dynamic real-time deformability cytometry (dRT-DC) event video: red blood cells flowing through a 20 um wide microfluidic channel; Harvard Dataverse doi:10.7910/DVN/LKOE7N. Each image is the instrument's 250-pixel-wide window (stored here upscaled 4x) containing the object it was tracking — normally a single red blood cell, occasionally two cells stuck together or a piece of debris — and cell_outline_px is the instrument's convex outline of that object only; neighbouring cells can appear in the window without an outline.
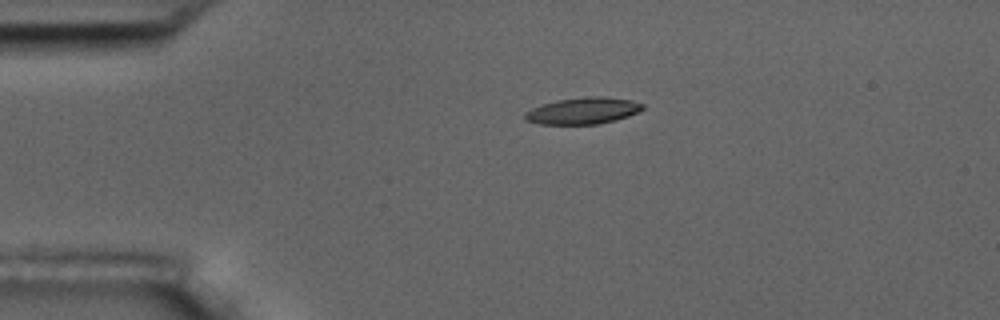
{"species": "common noctule bat (a hibernating species)", "species_latin": "Nyctalus noctula", "temperature_condition": "room temperature", "stored_images_in_passage": 2, "camera_frame_rate_fps": 3000, "um_per_image_px": 0.085, "animal": {"sex": "male", "body_mass_g": 17.5, "forearm_length_mm": 52.3}, "frame": {"image": 1, "passage_image": 1, "time_ms": 0.0, "image_size_px": [1000, 320], "cell_outline_px": [[644, 108], [640, 112], [616, 120], [600, 124], [540, 124], [524, 120], [524, 112], [532, 108], [556, 100], [584, 96], [604, 96], [632, 100], [644, 104]], "centroid_in_image_um": [49.58, 9.41], "position_along_channel_um": 35.4, "area_um2": 18.5}}